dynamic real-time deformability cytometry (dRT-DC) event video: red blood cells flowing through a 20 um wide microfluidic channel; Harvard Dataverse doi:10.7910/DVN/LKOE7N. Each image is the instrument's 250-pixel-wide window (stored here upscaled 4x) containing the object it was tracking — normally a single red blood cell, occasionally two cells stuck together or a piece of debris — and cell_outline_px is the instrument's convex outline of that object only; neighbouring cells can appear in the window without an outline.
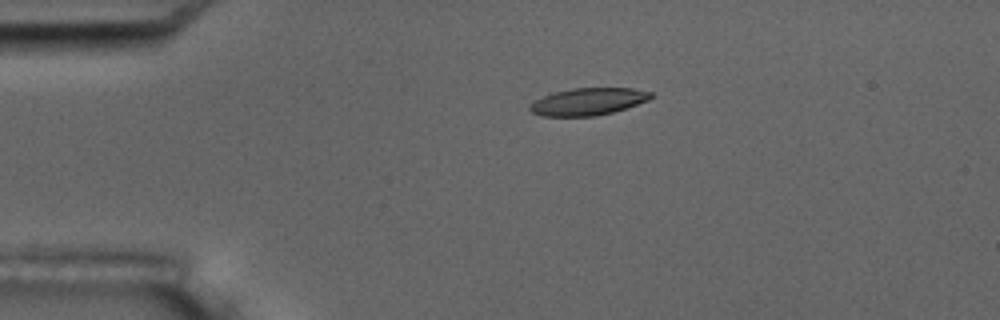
{"species": "common noctule bat (a hibernating species)", "species_latin": "Nyctalus noctula", "temperature_condition": "room temperature", "stored_images_in_passage": 2, "camera_frame_rate_fps": 3000, "um_per_image_px": 0.085, "animal": {"sex": "male", "body_mass_g": 17.5, "forearm_length_mm": 52.3}, "frame": {"image": 1, "passage_image": 1, "time_ms": 0.0, "image_size_px": [1000, 320], "cell_outline_px": [[652, 96], [648, 100], [612, 112], [596, 116], [540, 116], [532, 112], [528, 108], [536, 100], [548, 92], [572, 88], [632, 88], [652, 92]], "centroid_in_image_um": [49.94, 8.62], "position_along_channel_um": 35.1, "area_um2": 19.19}}